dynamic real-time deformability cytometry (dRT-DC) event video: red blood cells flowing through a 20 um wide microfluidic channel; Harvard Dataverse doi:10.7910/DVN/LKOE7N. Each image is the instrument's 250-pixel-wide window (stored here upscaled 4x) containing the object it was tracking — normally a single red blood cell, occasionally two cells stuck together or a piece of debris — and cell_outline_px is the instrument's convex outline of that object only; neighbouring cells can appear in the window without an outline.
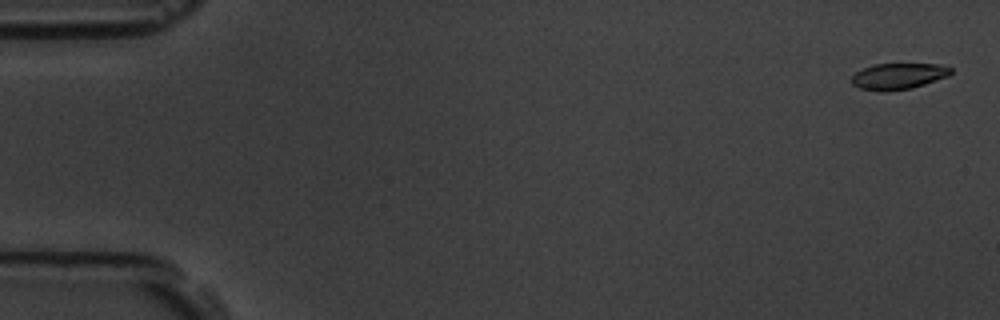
{"species": "common noctule bat (a hibernating species)", "species_latin": "Nyctalus noctula", "temperature_condition": "room temperature", "stored_images_in_passage": 56, "camera_frame_rate_fps": 3000, "um_per_image_px": 0.085, "animal": {"sex": "male", "body_mass_g": 19.5, "forearm_length_mm": 54.6}, "frame": {"image": 1, "passage_image": 2, "time_ms": 0.333, "image_size_px": [1000, 320], "cell_outline_px": [[952, 72], [948, 76], [912, 88], [884, 92], [876, 92], [860, 88], [852, 84], [852, 76], [856, 72], [864, 68], [876, 64], [940, 64], [952, 68]], "centroid_in_image_um": [76.35, 6.49], "position_along_channel_um": 8.6, "area_um2": 15.14}}
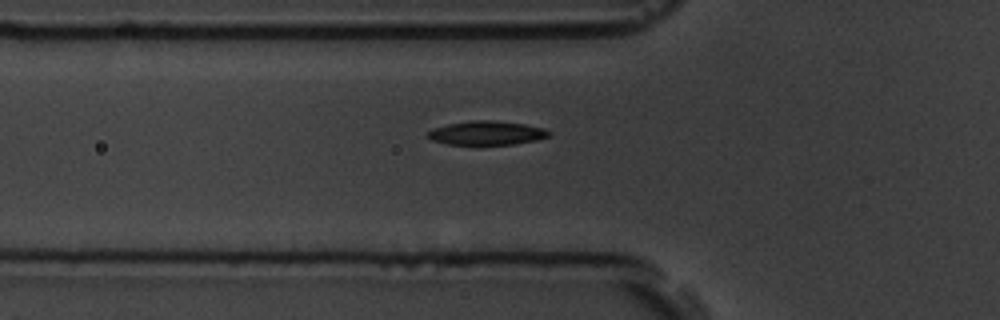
{"frame": {"image": 2, "passage_image": 20, "time_ms": 6.333, "image_size_px": [1000, 320], "cell_outline_px": [[552, 132], [548, 136], [536, 140], [516, 144], [448, 144], [432, 140], [424, 136], [424, 132], [432, 128], [448, 124], [472, 120], [496, 120], [524, 124], [544, 128]], "centroid_in_image_um": [41.32, 11.29], "position_along_channel_um": 84.5, "area_um2": 17.05}}
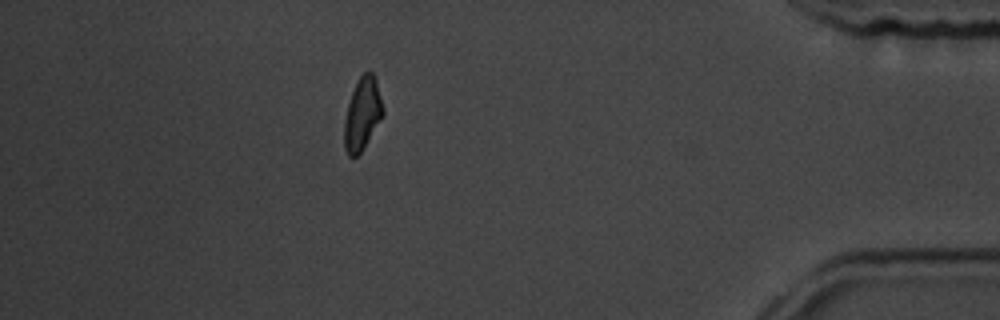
{"frame": {"image": 3, "passage_image": 50, "time_ms": 16.333, "image_size_px": [1000, 320], "cell_outline_px": [[384, 112], [360, 152], [356, 156], [348, 156], [344, 148], [344, 120], [348, 104], [352, 92], [360, 76], [364, 72], [372, 72], [376, 80], [384, 108]], "centroid_in_image_um": [30.78, 9.67], "position_along_channel_um": 404.4, "area_um2": 15.9}, "authors_computed_cell_mechanics": {"area_um2": 16.7909, "velocity_mm_per_s": 3.6578, "shape_relaxation_time_tau1_ms": 3.0929, "shape_relaxation_time_tau2_ms": 3.3685, "deformation_change_tau1": 0.1382, "deformation_change_tau2": 0.0769}}